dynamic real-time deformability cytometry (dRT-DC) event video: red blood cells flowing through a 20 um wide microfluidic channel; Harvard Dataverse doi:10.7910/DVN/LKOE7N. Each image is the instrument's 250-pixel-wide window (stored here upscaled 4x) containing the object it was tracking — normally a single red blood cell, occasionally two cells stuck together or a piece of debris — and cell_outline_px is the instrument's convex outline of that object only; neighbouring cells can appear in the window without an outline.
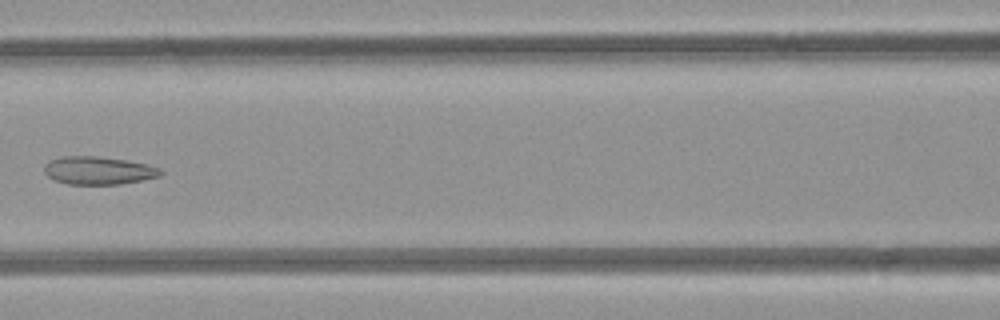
{"species": "common noctule bat (a hibernating species)", "species_latin": "Nyctalus noctula", "temperature_condition": "room temperature", "stored_images_in_passage": 6, "camera_frame_rate_fps": 3000, "um_per_image_px": 0.085, "animal": {"sex": "female", "body_mass_g": 21.9}, "frame": {"image": 1, "passage_image": 5, "time_ms": 5.333, "image_size_px": [1000, 320], "cell_outline_px": [[164, 172], [160, 176], [120, 184], [68, 184], [52, 180], [44, 172], [44, 164], [48, 160], [64, 156], [96, 156], [124, 160], [148, 164], [160, 168]], "centroid_in_image_um": [8.33, 14.49], "position_along_channel_um": 158.3, "area_um2": 19.02}}
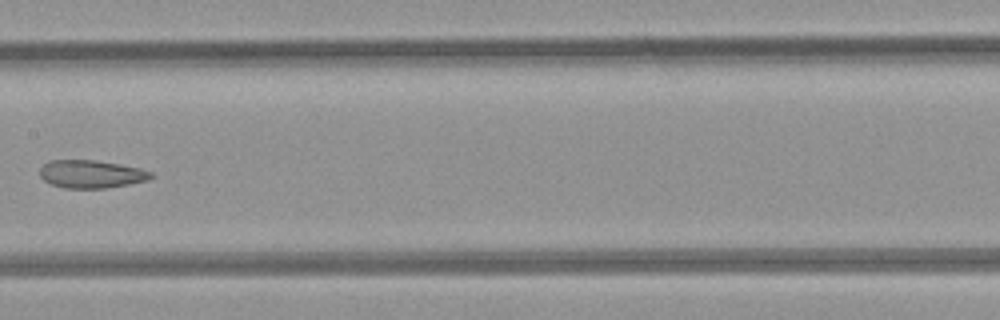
{"frame": {"image": 2, "passage_image": 6, "time_ms": 6.333, "image_size_px": [1000, 320], "cell_outline_px": [[156, 176], [148, 180], [108, 188], [64, 188], [52, 184], [44, 180], [40, 176], [40, 168], [48, 160], [96, 160], [120, 164], [140, 168], [152, 172]], "centroid_in_image_um": [7.78, 14.79], "position_along_channel_um": 199.6, "area_um2": 18.21}}